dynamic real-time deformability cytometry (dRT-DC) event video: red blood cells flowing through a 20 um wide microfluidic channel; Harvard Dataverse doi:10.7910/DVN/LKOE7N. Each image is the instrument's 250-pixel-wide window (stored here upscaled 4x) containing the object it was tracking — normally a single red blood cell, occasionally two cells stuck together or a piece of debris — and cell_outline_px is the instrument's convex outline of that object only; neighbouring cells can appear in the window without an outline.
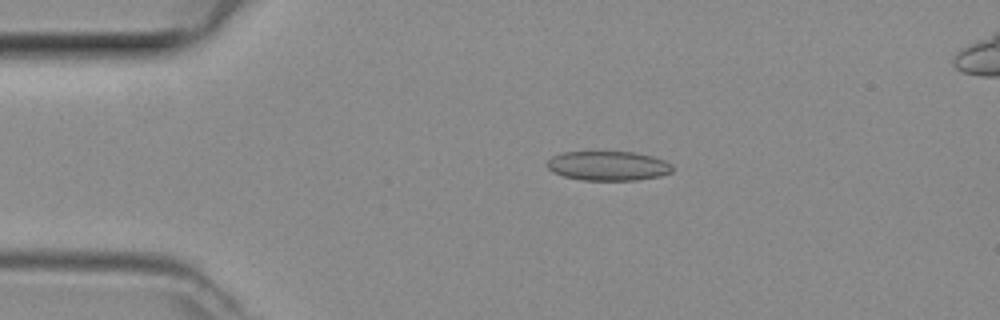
{"species": "common noctule bat (a hibernating species)", "species_latin": "Nyctalus noctula", "temperature_condition": "room temperature", "stored_images_in_passage": 40, "segment_of_instrument_passage": [1, 2], "camera_frame_rate_fps": 3000, "um_per_image_px": 0.085, "animal": {"sex": "female", "body_mass_g": 29.2, "forearm_length_mm": 56.3}, "frame": {"image": 1, "passage_image": 1, "time_ms": 0.0, "image_size_px": [1000, 320], "cell_outline_px": [[672, 172], [660, 176], [636, 180], [580, 180], [564, 176], [552, 172], [548, 168], [548, 160], [552, 156], [564, 152], [636, 152], [652, 156], [664, 160], [672, 164]], "centroid_in_image_um": [51.7, 14.1], "position_along_channel_um": 33.3, "area_um2": 21.5}}
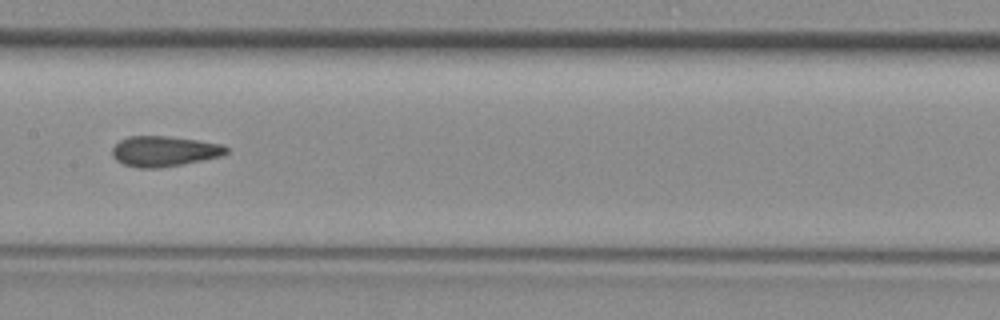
{"frame": {"image": 2, "passage_image": 15, "time_ms": 4.667, "image_size_px": [1000, 320], "cell_outline_px": [[228, 152], [220, 156], [160, 168], [136, 168], [124, 164], [116, 160], [112, 156], [112, 148], [120, 140], [128, 136], [168, 136], [196, 140], [220, 144], [228, 148]], "centroid_in_image_um": [13.9, 12.85], "position_along_channel_um": 193.5, "area_um2": 20.0}}
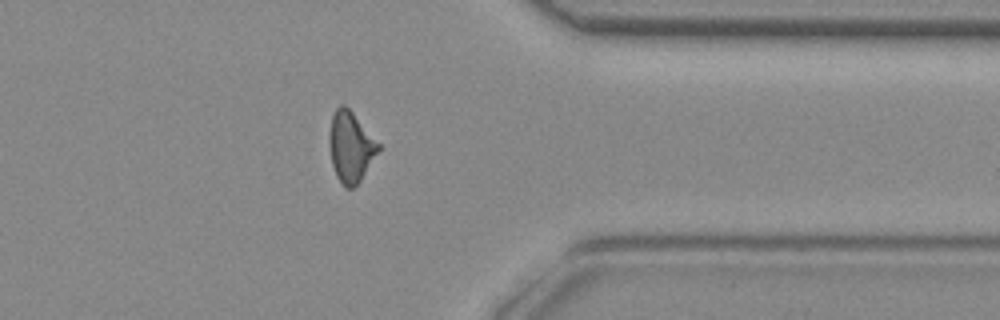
{"frame": {"image": 3, "passage_image": 29, "time_ms": 9.333, "image_size_px": [1000, 320], "cell_outline_px": [[380, 148], [360, 180], [352, 188], [344, 188], [336, 176], [332, 164], [328, 144], [328, 136], [332, 116], [336, 108], [340, 104], [344, 104], [352, 112], [380, 144]], "centroid_in_image_um": [29.77, 12.47], "position_along_channel_um": 381.6, "area_um2": 20.0}}